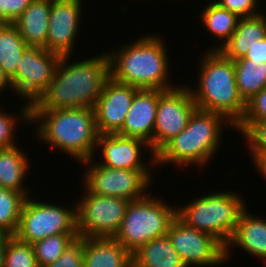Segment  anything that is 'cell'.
I'll use <instances>...</instances> for the list:
<instances>
[{
	"mask_svg": "<svg viewBox=\"0 0 266 267\" xmlns=\"http://www.w3.org/2000/svg\"><path fill=\"white\" fill-rule=\"evenodd\" d=\"M167 236L187 267H212L226 262L225 247L214 236L192 228L177 215Z\"/></svg>",
	"mask_w": 266,
	"mask_h": 267,
	"instance_id": "12",
	"label": "cell"
},
{
	"mask_svg": "<svg viewBox=\"0 0 266 267\" xmlns=\"http://www.w3.org/2000/svg\"><path fill=\"white\" fill-rule=\"evenodd\" d=\"M236 84L245 101L266 87V62L234 60Z\"/></svg>",
	"mask_w": 266,
	"mask_h": 267,
	"instance_id": "26",
	"label": "cell"
},
{
	"mask_svg": "<svg viewBox=\"0 0 266 267\" xmlns=\"http://www.w3.org/2000/svg\"><path fill=\"white\" fill-rule=\"evenodd\" d=\"M234 128L248 140L250 152L266 150V121L239 122Z\"/></svg>",
	"mask_w": 266,
	"mask_h": 267,
	"instance_id": "30",
	"label": "cell"
},
{
	"mask_svg": "<svg viewBox=\"0 0 266 267\" xmlns=\"http://www.w3.org/2000/svg\"><path fill=\"white\" fill-rule=\"evenodd\" d=\"M9 237V235L0 234V267H4V253L6 248V242Z\"/></svg>",
	"mask_w": 266,
	"mask_h": 267,
	"instance_id": "38",
	"label": "cell"
},
{
	"mask_svg": "<svg viewBox=\"0 0 266 267\" xmlns=\"http://www.w3.org/2000/svg\"><path fill=\"white\" fill-rule=\"evenodd\" d=\"M159 97L160 90L139 89L132 99L123 127L117 133L125 137L139 138L149 144L152 153L151 163L154 164L153 132Z\"/></svg>",
	"mask_w": 266,
	"mask_h": 267,
	"instance_id": "16",
	"label": "cell"
},
{
	"mask_svg": "<svg viewBox=\"0 0 266 267\" xmlns=\"http://www.w3.org/2000/svg\"><path fill=\"white\" fill-rule=\"evenodd\" d=\"M4 267H39L32 244L10 236L6 242Z\"/></svg>",
	"mask_w": 266,
	"mask_h": 267,
	"instance_id": "29",
	"label": "cell"
},
{
	"mask_svg": "<svg viewBox=\"0 0 266 267\" xmlns=\"http://www.w3.org/2000/svg\"><path fill=\"white\" fill-rule=\"evenodd\" d=\"M81 0H56L51 2L49 28L45 49L61 56L71 55L77 39L82 13Z\"/></svg>",
	"mask_w": 266,
	"mask_h": 267,
	"instance_id": "15",
	"label": "cell"
},
{
	"mask_svg": "<svg viewBox=\"0 0 266 267\" xmlns=\"http://www.w3.org/2000/svg\"><path fill=\"white\" fill-rule=\"evenodd\" d=\"M196 199L183 207H176L177 216L192 228L214 236L226 247L246 208L241 195L219 191Z\"/></svg>",
	"mask_w": 266,
	"mask_h": 267,
	"instance_id": "6",
	"label": "cell"
},
{
	"mask_svg": "<svg viewBox=\"0 0 266 267\" xmlns=\"http://www.w3.org/2000/svg\"><path fill=\"white\" fill-rule=\"evenodd\" d=\"M132 267H187L167 235L148 241L132 253Z\"/></svg>",
	"mask_w": 266,
	"mask_h": 267,
	"instance_id": "22",
	"label": "cell"
},
{
	"mask_svg": "<svg viewBox=\"0 0 266 267\" xmlns=\"http://www.w3.org/2000/svg\"><path fill=\"white\" fill-rule=\"evenodd\" d=\"M17 125V116L4 113L0 108V150L16 146L13 140Z\"/></svg>",
	"mask_w": 266,
	"mask_h": 267,
	"instance_id": "34",
	"label": "cell"
},
{
	"mask_svg": "<svg viewBox=\"0 0 266 267\" xmlns=\"http://www.w3.org/2000/svg\"><path fill=\"white\" fill-rule=\"evenodd\" d=\"M83 197L77 201V231L79 237L114 238L119 231L128 200L100 196L85 186Z\"/></svg>",
	"mask_w": 266,
	"mask_h": 267,
	"instance_id": "10",
	"label": "cell"
},
{
	"mask_svg": "<svg viewBox=\"0 0 266 267\" xmlns=\"http://www.w3.org/2000/svg\"><path fill=\"white\" fill-rule=\"evenodd\" d=\"M139 88L117 82L111 77L106 81L94 107L98 134H117L123 127L132 99Z\"/></svg>",
	"mask_w": 266,
	"mask_h": 267,
	"instance_id": "14",
	"label": "cell"
},
{
	"mask_svg": "<svg viewBox=\"0 0 266 267\" xmlns=\"http://www.w3.org/2000/svg\"><path fill=\"white\" fill-rule=\"evenodd\" d=\"M32 0H0V23H13Z\"/></svg>",
	"mask_w": 266,
	"mask_h": 267,
	"instance_id": "35",
	"label": "cell"
},
{
	"mask_svg": "<svg viewBox=\"0 0 266 267\" xmlns=\"http://www.w3.org/2000/svg\"><path fill=\"white\" fill-rule=\"evenodd\" d=\"M26 198L21 192L0 187V234H16Z\"/></svg>",
	"mask_w": 266,
	"mask_h": 267,
	"instance_id": "27",
	"label": "cell"
},
{
	"mask_svg": "<svg viewBox=\"0 0 266 267\" xmlns=\"http://www.w3.org/2000/svg\"><path fill=\"white\" fill-rule=\"evenodd\" d=\"M83 267H132V254L115 238L84 237Z\"/></svg>",
	"mask_w": 266,
	"mask_h": 267,
	"instance_id": "19",
	"label": "cell"
},
{
	"mask_svg": "<svg viewBox=\"0 0 266 267\" xmlns=\"http://www.w3.org/2000/svg\"><path fill=\"white\" fill-rule=\"evenodd\" d=\"M197 89L190 90L197 109L223 115L234 127L246 110L235 76L234 61L219 50H208L201 58Z\"/></svg>",
	"mask_w": 266,
	"mask_h": 267,
	"instance_id": "4",
	"label": "cell"
},
{
	"mask_svg": "<svg viewBox=\"0 0 266 267\" xmlns=\"http://www.w3.org/2000/svg\"><path fill=\"white\" fill-rule=\"evenodd\" d=\"M78 233L49 236L32 244L39 267H47L56 261L63 251L76 239Z\"/></svg>",
	"mask_w": 266,
	"mask_h": 267,
	"instance_id": "28",
	"label": "cell"
},
{
	"mask_svg": "<svg viewBox=\"0 0 266 267\" xmlns=\"http://www.w3.org/2000/svg\"><path fill=\"white\" fill-rule=\"evenodd\" d=\"M266 121V87L246 101V110L240 122Z\"/></svg>",
	"mask_w": 266,
	"mask_h": 267,
	"instance_id": "32",
	"label": "cell"
},
{
	"mask_svg": "<svg viewBox=\"0 0 266 267\" xmlns=\"http://www.w3.org/2000/svg\"><path fill=\"white\" fill-rule=\"evenodd\" d=\"M29 46L13 23H0V69L10 79Z\"/></svg>",
	"mask_w": 266,
	"mask_h": 267,
	"instance_id": "24",
	"label": "cell"
},
{
	"mask_svg": "<svg viewBox=\"0 0 266 267\" xmlns=\"http://www.w3.org/2000/svg\"><path fill=\"white\" fill-rule=\"evenodd\" d=\"M30 122L38 126V140L67 153L80 164L95 157L99 134L94 108L30 109Z\"/></svg>",
	"mask_w": 266,
	"mask_h": 267,
	"instance_id": "2",
	"label": "cell"
},
{
	"mask_svg": "<svg viewBox=\"0 0 266 267\" xmlns=\"http://www.w3.org/2000/svg\"><path fill=\"white\" fill-rule=\"evenodd\" d=\"M219 6L235 13L240 18L253 17L261 14L257 11L258 0H216Z\"/></svg>",
	"mask_w": 266,
	"mask_h": 267,
	"instance_id": "33",
	"label": "cell"
},
{
	"mask_svg": "<svg viewBox=\"0 0 266 267\" xmlns=\"http://www.w3.org/2000/svg\"><path fill=\"white\" fill-rule=\"evenodd\" d=\"M161 199L145 196L129 201L121 227L114 237L131 254L148 241L167 235L177 208Z\"/></svg>",
	"mask_w": 266,
	"mask_h": 267,
	"instance_id": "7",
	"label": "cell"
},
{
	"mask_svg": "<svg viewBox=\"0 0 266 267\" xmlns=\"http://www.w3.org/2000/svg\"><path fill=\"white\" fill-rule=\"evenodd\" d=\"M255 168L266 179V150L260 152H250Z\"/></svg>",
	"mask_w": 266,
	"mask_h": 267,
	"instance_id": "37",
	"label": "cell"
},
{
	"mask_svg": "<svg viewBox=\"0 0 266 267\" xmlns=\"http://www.w3.org/2000/svg\"><path fill=\"white\" fill-rule=\"evenodd\" d=\"M224 125L234 127L219 113L196 109L187 126L155 154V165L172 163L186 167L196 164L202 168L219 149Z\"/></svg>",
	"mask_w": 266,
	"mask_h": 267,
	"instance_id": "5",
	"label": "cell"
},
{
	"mask_svg": "<svg viewBox=\"0 0 266 267\" xmlns=\"http://www.w3.org/2000/svg\"><path fill=\"white\" fill-rule=\"evenodd\" d=\"M266 38V17L263 13L241 18L230 39L219 49L229 59L237 60L245 56L256 40Z\"/></svg>",
	"mask_w": 266,
	"mask_h": 267,
	"instance_id": "21",
	"label": "cell"
},
{
	"mask_svg": "<svg viewBox=\"0 0 266 267\" xmlns=\"http://www.w3.org/2000/svg\"><path fill=\"white\" fill-rule=\"evenodd\" d=\"M51 1L32 0L13 22L28 46L45 47L48 33Z\"/></svg>",
	"mask_w": 266,
	"mask_h": 267,
	"instance_id": "20",
	"label": "cell"
},
{
	"mask_svg": "<svg viewBox=\"0 0 266 267\" xmlns=\"http://www.w3.org/2000/svg\"><path fill=\"white\" fill-rule=\"evenodd\" d=\"M239 59H250L257 62H266V38L256 40V43L248 50L244 57Z\"/></svg>",
	"mask_w": 266,
	"mask_h": 267,
	"instance_id": "36",
	"label": "cell"
},
{
	"mask_svg": "<svg viewBox=\"0 0 266 267\" xmlns=\"http://www.w3.org/2000/svg\"><path fill=\"white\" fill-rule=\"evenodd\" d=\"M28 161L25 152L17 146L0 150V187L21 192L28 197V189L22 186L30 167Z\"/></svg>",
	"mask_w": 266,
	"mask_h": 267,
	"instance_id": "23",
	"label": "cell"
},
{
	"mask_svg": "<svg viewBox=\"0 0 266 267\" xmlns=\"http://www.w3.org/2000/svg\"><path fill=\"white\" fill-rule=\"evenodd\" d=\"M102 152V160L99 164L111 169L126 170H149L147 164L143 162L141 148L150 150L149 144L145 141L125 137L120 134H100L97 138L96 148Z\"/></svg>",
	"mask_w": 266,
	"mask_h": 267,
	"instance_id": "17",
	"label": "cell"
},
{
	"mask_svg": "<svg viewBox=\"0 0 266 267\" xmlns=\"http://www.w3.org/2000/svg\"><path fill=\"white\" fill-rule=\"evenodd\" d=\"M200 17L205 28H207L214 37L216 36L218 40H221V43L219 45L216 44L214 48H210L211 50H219L222 48L236 30L238 22L241 19L235 13L222 8L214 1L206 5Z\"/></svg>",
	"mask_w": 266,
	"mask_h": 267,
	"instance_id": "25",
	"label": "cell"
},
{
	"mask_svg": "<svg viewBox=\"0 0 266 267\" xmlns=\"http://www.w3.org/2000/svg\"><path fill=\"white\" fill-rule=\"evenodd\" d=\"M61 55L43 47L29 46L22 54L16 73L9 79L11 89L27 99L19 117L30 123V105L48 89Z\"/></svg>",
	"mask_w": 266,
	"mask_h": 267,
	"instance_id": "8",
	"label": "cell"
},
{
	"mask_svg": "<svg viewBox=\"0 0 266 267\" xmlns=\"http://www.w3.org/2000/svg\"><path fill=\"white\" fill-rule=\"evenodd\" d=\"M83 257L84 237H78L47 267H83Z\"/></svg>",
	"mask_w": 266,
	"mask_h": 267,
	"instance_id": "31",
	"label": "cell"
},
{
	"mask_svg": "<svg viewBox=\"0 0 266 267\" xmlns=\"http://www.w3.org/2000/svg\"><path fill=\"white\" fill-rule=\"evenodd\" d=\"M249 213L247 207L241 213L236 230L225 247V260L229 259L232 245L266 260V219Z\"/></svg>",
	"mask_w": 266,
	"mask_h": 267,
	"instance_id": "18",
	"label": "cell"
},
{
	"mask_svg": "<svg viewBox=\"0 0 266 267\" xmlns=\"http://www.w3.org/2000/svg\"><path fill=\"white\" fill-rule=\"evenodd\" d=\"M196 109L189 86L160 90L153 132L154 154L187 126Z\"/></svg>",
	"mask_w": 266,
	"mask_h": 267,
	"instance_id": "13",
	"label": "cell"
},
{
	"mask_svg": "<svg viewBox=\"0 0 266 267\" xmlns=\"http://www.w3.org/2000/svg\"><path fill=\"white\" fill-rule=\"evenodd\" d=\"M31 199L28 196L22 206L20 223L15 234L19 240L33 244L53 235L78 233L77 205L70 210Z\"/></svg>",
	"mask_w": 266,
	"mask_h": 267,
	"instance_id": "9",
	"label": "cell"
},
{
	"mask_svg": "<svg viewBox=\"0 0 266 267\" xmlns=\"http://www.w3.org/2000/svg\"><path fill=\"white\" fill-rule=\"evenodd\" d=\"M94 56L73 63L70 55L61 56L48 89L30 109L94 108L110 78L107 53Z\"/></svg>",
	"mask_w": 266,
	"mask_h": 267,
	"instance_id": "1",
	"label": "cell"
},
{
	"mask_svg": "<svg viewBox=\"0 0 266 267\" xmlns=\"http://www.w3.org/2000/svg\"><path fill=\"white\" fill-rule=\"evenodd\" d=\"M7 86H9V89L11 88L9 78L0 69V93H2V89L4 90Z\"/></svg>",
	"mask_w": 266,
	"mask_h": 267,
	"instance_id": "39",
	"label": "cell"
},
{
	"mask_svg": "<svg viewBox=\"0 0 266 267\" xmlns=\"http://www.w3.org/2000/svg\"><path fill=\"white\" fill-rule=\"evenodd\" d=\"M92 159L94 158L82 162L90 165L83 175V182L91 193L123 198L128 201L142 199L146 196L144 193L153 180L149 170L111 169L96 161V164H93L94 160Z\"/></svg>",
	"mask_w": 266,
	"mask_h": 267,
	"instance_id": "11",
	"label": "cell"
},
{
	"mask_svg": "<svg viewBox=\"0 0 266 267\" xmlns=\"http://www.w3.org/2000/svg\"><path fill=\"white\" fill-rule=\"evenodd\" d=\"M135 42V43H134ZM133 43L107 53L110 77L139 89L169 90V62L163 38L147 34Z\"/></svg>",
	"mask_w": 266,
	"mask_h": 267,
	"instance_id": "3",
	"label": "cell"
}]
</instances>
